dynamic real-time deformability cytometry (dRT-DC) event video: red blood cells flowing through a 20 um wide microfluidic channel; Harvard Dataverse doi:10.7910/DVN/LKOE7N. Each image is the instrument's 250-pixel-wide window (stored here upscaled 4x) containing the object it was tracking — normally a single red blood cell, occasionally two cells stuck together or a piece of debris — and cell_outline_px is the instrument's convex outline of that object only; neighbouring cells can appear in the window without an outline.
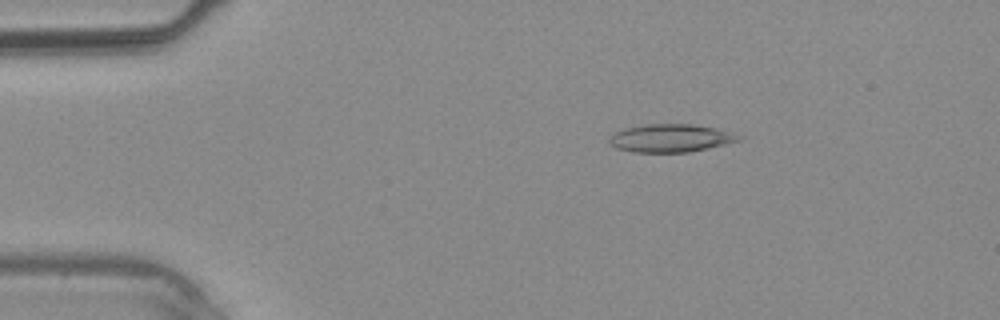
{"species": "common noctule bat (a hibernating species)", "species_latin": "Nyctalus noctula", "temperature_condition": "warm", "stored_images_in_passage": 34, "camera_frame_rate_fps": 3000, "um_per_image_px": 0.085, "animal": {"sex": "male", "body_mass_g": 20.4}, "frame": {"image": 1, "passage_image": 3, "time_ms": 0.667, "image_size_px": [1000, 320], "cell_outline_px": [[744, 136], [740, 140], [708, 148], [688, 152], [632, 152], [616, 148], [608, 140], [616, 132], [624, 128], [644, 124], [692, 124], [716, 128], [732, 132]], "centroid_in_image_um": [57.03, 11.73], "position_along_channel_um": 28.0, "area_um2": 21.04}}
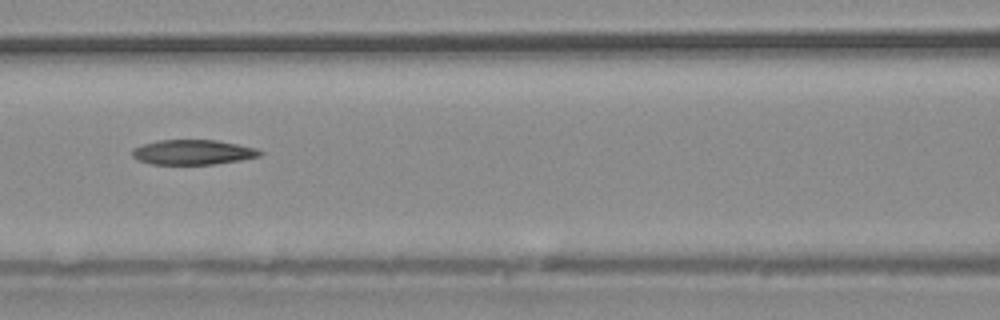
{"frame": {"image": 2, "passage_image": 13, "time_ms": 4.0, "image_size_px": [1000, 320], "cell_outline_px": [[264, 152], [260, 156], [240, 160], [212, 164], [152, 164], [140, 160], [132, 156], [132, 148], [144, 144], [160, 140], [216, 140], [256, 148]], "centroid_in_image_um": [16.41, 12.93], "position_along_channel_um": 150.2, "area_um2": 18.32}}
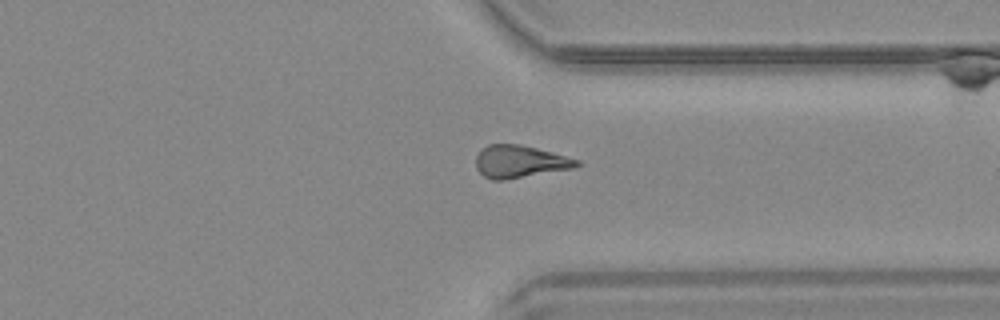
{"frame": {"image": 3, "passage_image": 25, "time_ms": 8.0, "image_size_px": [1000, 320], "cell_outline_px": [[580, 164], [572, 168], [504, 180], [492, 180], [484, 176], [476, 168], [476, 156], [488, 144], [520, 144], [552, 152], [580, 160]], "centroid_in_image_um": [44.17, 13.73], "position_along_channel_um": 367.2, "area_um2": 18.84}}